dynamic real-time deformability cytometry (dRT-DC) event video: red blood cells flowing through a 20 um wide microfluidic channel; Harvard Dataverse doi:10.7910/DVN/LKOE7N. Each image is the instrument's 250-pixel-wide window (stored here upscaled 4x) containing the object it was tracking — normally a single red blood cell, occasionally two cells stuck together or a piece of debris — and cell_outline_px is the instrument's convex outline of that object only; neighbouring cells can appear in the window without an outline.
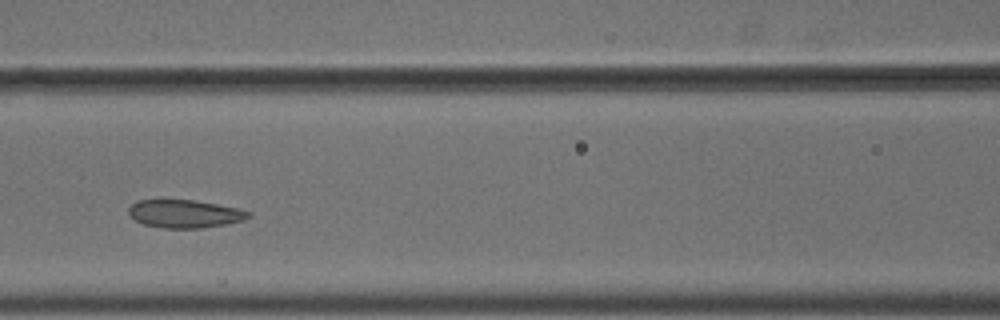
{"species": "common noctule bat (a hibernating species)", "species_latin": "Nyctalus noctula", "temperature_condition": "cold", "stored_images_in_passage": 6, "camera_frame_rate_fps": 3000, "um_per_image_px": 0.085, "animal": {"sex": "male", "body_mass_g": 18.8}, "frame": {"image": 1, "passage_image": 5, "time_ms": 1.333, "image_size_px": [1000, 320], "cell_outline_px": [[252, 216], [244, 220], [204, 228], [164, 228], [144, 224], [128, 216], [128, 208], [136, 200], [192, 200], [216, 204], [236, 208], [252, 212]], "centroid_in_image_um": [15.69, 18.17], "position_along_channel_um": 150.9, "area_um2": 19.54}}
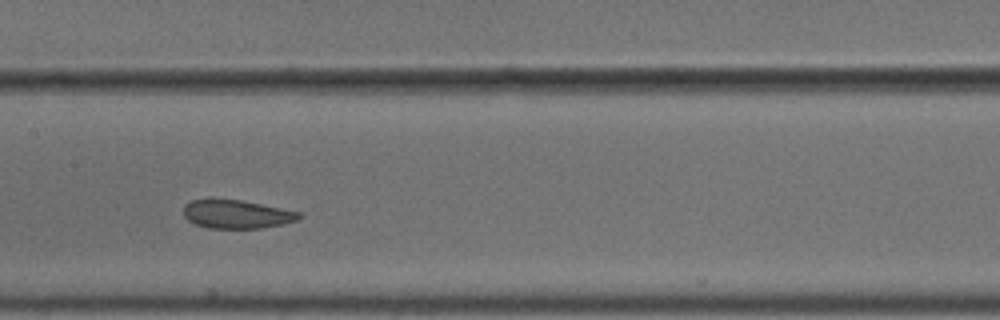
{"frame": {"image": 2, "passage_image": 6, "time_ms": 1.667, "image_size_px": [1000, 320], "cell_outline_px": [[300, 216], [296, 220], [284, 224], [264, 228], [208, 228], [196, 224], [188, 220], [184, 216], [184, 204], [192, 200], [240, 200], [300, 212]], "centroid_in_image_um": [20.1, 18.22], "position_along_channel_um": 187.3, "area_um2": 18.84}}